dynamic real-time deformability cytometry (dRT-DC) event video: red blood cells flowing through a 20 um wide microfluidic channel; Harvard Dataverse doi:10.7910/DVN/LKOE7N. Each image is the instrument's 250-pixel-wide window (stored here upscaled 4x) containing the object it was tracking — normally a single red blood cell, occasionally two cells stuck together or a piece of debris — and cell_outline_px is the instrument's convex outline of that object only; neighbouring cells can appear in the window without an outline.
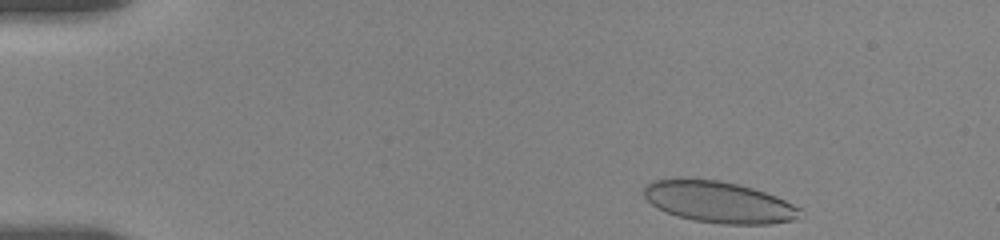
{"species": "human", "species_latin": "Homo sapiens", "temperature_condition": "room temperature", "stored_images_in_passage": 42, "camera_frame_rate_fps": 3000, "um_per_image_px": 0.085, "donor": {"sex": "female"}, "frame": {"image": 1, "passage_image": 1, "time_ms": 0.0, "image_size_px": [1000, 240], "cell_outline_px": [[804, 216], [792, 220], [768, 224], [720, 224], [692, 220], [676, 216], [652, 204], [644, 196], [644, 188], [652, 180], [680, 176], [684, 176], [720, 180], [752, 188], [776, 196], [804, 208]], "centroid_in_image_um": [61.12, 17.15], "position_along_channel_um": 23.9, "area_um2": 38.44}}
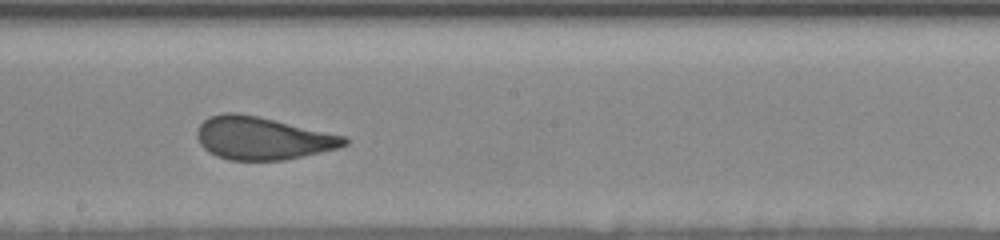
{"frame": {"image": 2, "passage_image": 25, "time_ms": 8.0, "image_size_px": [1000, 240], "cell_outline_px": [[348, 144], [340, 148], [284, 160], [228, 160], [216, 156], [208, 152], [200, 144], [196, 136], [196, 132], [200, 124], [204, 120], [212, 116], [224, 112], [236, 112], [256, 116], [344, 136], [348, 140]], "centroid_in_image_um": [22.27, 11.76], "position_along_channel_um": 225.9, "area_um2": 36.47}}
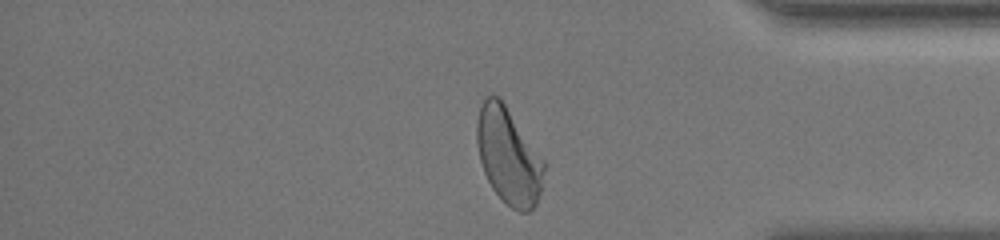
{"frame": {"image": 3, "passage_image": 40, "time_ms": 13.0, "image_size_px": [1000, 240], "cell_outline_px": [[544, 172], [540, 192], [536, 204], [528, 212], [520, 212], [512, 208], [492, 188], [484, 172], [480, 160], [476, 140], [476, 124], [480, 108], [484, 96], [496, 96], [504, 104], [544, 160]], "centroid_in_image_um": [43.21, 13.27], "position_along_channel_um": 392.0, "area_um2": 36.99}, "authors_computed_cell_mechanics": {"area_um2": 37.5122, "velocity_mm_per_s": 3.637, "shape_relaxation_time_tau1_ms": 4.4412, "shape_relaxation_time_tau2_ms": null, "deformation_change_tau1": 0.1562, "deformation_change_tau2": null}}